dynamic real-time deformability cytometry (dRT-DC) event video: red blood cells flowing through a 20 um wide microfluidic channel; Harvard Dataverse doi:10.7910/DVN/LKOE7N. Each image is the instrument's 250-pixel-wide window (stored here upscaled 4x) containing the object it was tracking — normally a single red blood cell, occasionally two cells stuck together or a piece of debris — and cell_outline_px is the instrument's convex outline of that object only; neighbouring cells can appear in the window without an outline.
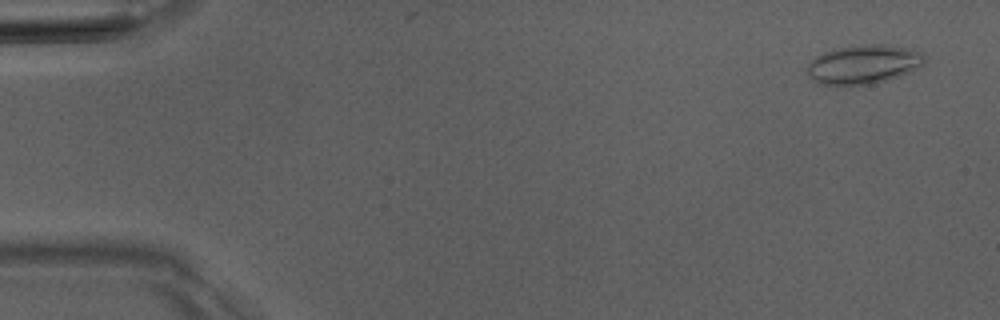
{"species": "Egyptian fruit bat (a non-hibernating species)", "species_latin": "Rousettus aegyptiacus", "temperature_condition": "room temperature", "stored_images_in_passage": 4, "camera_frame_rate_fps": 3000, "um_per_image_px": 0.085, "animal": {"sex": "male"}, "frame": {"image": 1, "passage_image": 1, "time_ms": 0.0, "image_size_px": [1000, 320], "cell_outline_px": [[924, 60], [920, 64], [908, 72], [888, 80], [872, 84], [840, 88], [816, 84], [808, 76], [808, 64], [816, 56], [824, 52], [840, 48], [872, 44], [880, 44], [912, 48], [924, 52]], "centroid_in_image_um": [73.34, 5.52], "position_along_channel_um": 11.7, "area_um2": 27.05}}